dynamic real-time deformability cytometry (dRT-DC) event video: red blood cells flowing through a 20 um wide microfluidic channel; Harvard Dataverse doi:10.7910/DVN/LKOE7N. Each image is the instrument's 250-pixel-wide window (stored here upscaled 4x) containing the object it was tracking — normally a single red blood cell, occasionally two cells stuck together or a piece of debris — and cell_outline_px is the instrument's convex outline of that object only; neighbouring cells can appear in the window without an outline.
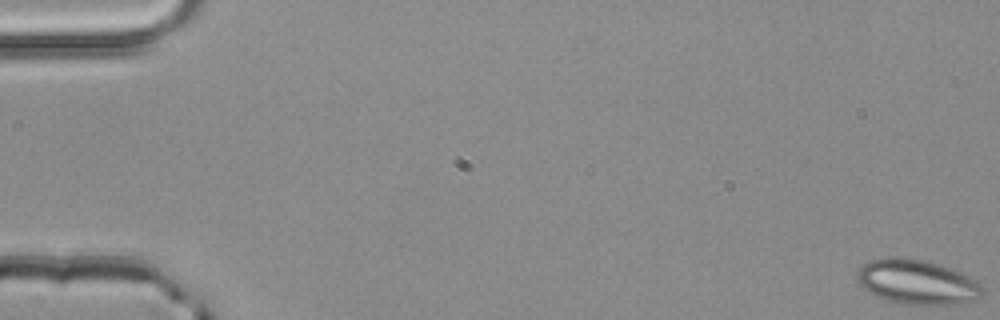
{"species": "common noctule bat (a hibernating species)", "species_latin": "Nyctalus noctula", "temperature_condition": "room temperature", "stored_images_in_passage": 53, "camera_frame_rate_fps": 3000, "um_per_image_px": 0.085, "animal": {"sex": "male", "body_mass_g": 20.4}, "frame": {"image": 1, "passage_image": 1, "time_ms": 0.0, "image_size_px": [1000, 320], "cell_outline_px": [[984, 292], [976, 300], [956, 304], [904, 304], [884, 300], [876, 296], [864, 288], [860, 284], [856, 272], [868, 260], [888, 256], [908, 256], [940, 264], [960, 272], [968, 276], [980, 284], [984, 288]], "centroid_in_image_um": [77.94, 23.95], "position_along_channel_um": 7.1, "area_um2": 32.89}}
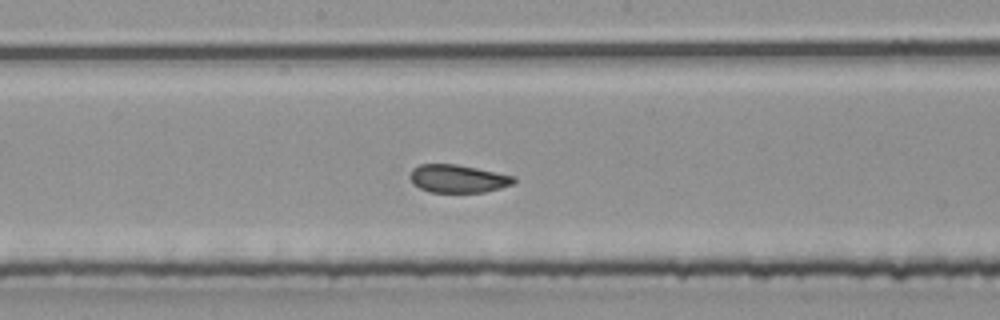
{"frame": {"image": 2, "passage_image": 29, "time_ms": 9.333, "image_size_px": [1000, 320], "cell_outline_px": [[516, 180], [512, 184], [500, 188], [484, 192], [428, 192], [412, 184], [408, 176], [412, 168], [420, 164], [456, 164], [516, 176]], "centroid_in_image_um": [38.88, 15.18], "position_along_channel_um": 209.3, "area_um2": 17.05}}
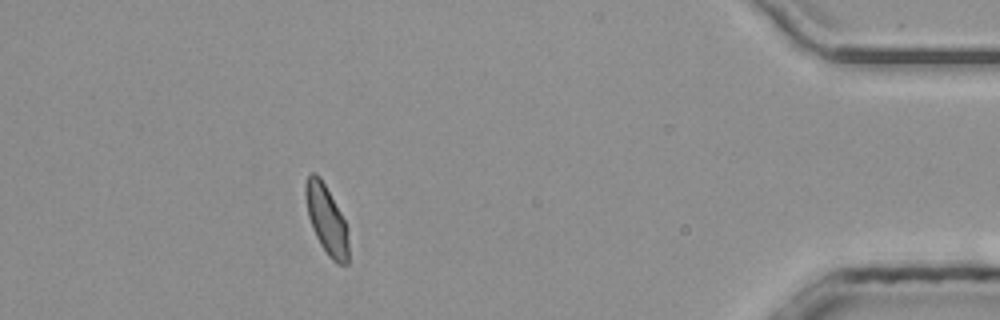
{"frame": {"image": 3, "passage_image": 48, "time_ms": 15.667, "image_size_px": [1000, 320], "cell_outline_px": [[348, 264], [340, 264], [332, 260], [328, 256], [320, 244], [312, 228], [308, 216], [304, 196], [304, 184], [308, 176], [312, 172], [316, 172], [320, 176], [340, 212], [348, 228]], "centroid_in_image_um": [27.73, 18.66], "position_along_channel_um": 407.5, "area_um2": 17.34}, "authors_computed_cell_mechanics": {"area_um2": 17.8024, "velocity_mm_per_s": 3.9944, "shape_relaxation_time_tau1_ms": null, "shape_relaxation_time_tau2_ms": 0.775, "deformation_change_tau1": null, "deformation_change_tau2": 0.0569}}